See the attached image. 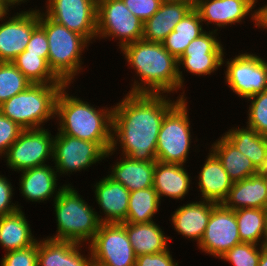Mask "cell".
<instances>
[{
	"label": "cell",
	"instance_id": "7c38bea8",
	"mask_svg": "<svg viewBox=\"0 0 267 266\" xmlns=\"http://www.w3.org/2000/svg\"><path fill=\"white\" fill-rule=\"evenodd\" d=\"M102 160H107L106 152L96 142L62 133H56L54 136L52 161L58 176L85 171Z\"/></svg>",
	"mask_w": 267,
	"mask_h": 266
},
{
	"label": "cell",
	"instance_id": "681fc988",
	"mask_svg": "<svg viewBox=\"0 0 267 266\" xmlns=\"http://www.w3.org/2000/svg\"><path fill=\"white\" fill-rule=\"evenodd\" d=\"M262 247H264L265 249H267V229H266V234H265V238H264Z\"/></svg>",
	"mask_w": 267,
	"mask_h": 266
},
{
	"label": "cell",
	"instance_id": "f1b7e54d",
	"mask_svg": "<svg viewBox=\"0 0 267 266\" xmlns=\"http://www.w3.org/2000/svg\"><path fill=\"white\" fill-rule=\"evenodd\" d=\"M210 150L221 161L224 170L233 182L246 179L255 173L251 160L240 152L224 135L210 146Z\"/></svg>",
	"mask_w": 267,
	"mask_h": 266
},
{
	"label": "cell",
	"instance_id": "7dc6e473",
	"mask_svg": "<svg viewBox=\"0 0 267 266\" xmlns=\"http://www.w3.org/2000/svg\"><path fill=\"white\" fill-rule=\"evenodd\" d=\"M258 266H267V249H265L264 247H262Z\"/></svg>",
	"mask_w": 267,
	"mask_h": 266
},
{
	"label": "cell",
	"instance_id": "f35d334b",
	"mask_svg": "<svg viewBox=\"0 0 267 266\" xmlns=\"http://www.w3.org/2000/svg\"><path fill=\"white\" fill-rule=\"evenodd\" d=\"M24 129L0 112V158L6 154L8 148L18 139Z\"/></svg>",
	"mask_w": 267,
	"mask_h": 266
},
{
	"label": "cell",
	"instance_id": "603a6c76",
	"mask_svg": "<svg viewBox=\"0 0 267 266\" xmlns=\"http://www.w3.org/2000/svg\"><path fill=\"white\" fill-rule=\"evenodd\" d=\"M186 165L171 164L156 161L153 177V188L158 193L159 199L164 198L183 200L191 190V175Z\"/></svg>",
	"mask_w": 267,
	"mask_h": 266
},
{
	"label": "cell",
	"instance_id": "7bdbcfd3",
	"mask_svg": "<svg viewBox=\"0 0 267 266\" xmlns=\"http://www.w3.org/2000/svg\"><path fill=\"white\" fill-rule=\"evenodd\" d=\"M25 51H29L34 54H41V57L48 62V39L45 30L40 25L33 30Z\"/></svg>",
	"mask_w": 267,
	"mask_h": 266
},
{
	"label": "cell",
	"instance_id": "4316f807",
	"mask_svg": "<svg viewBox=\"0 0 267 266\" xmlns=\"http://www.w3.org/2000/svg\"><path fill=\"white\" fill-rule=\"evenodd\" d=\"M136 256L154 254L169 249L170 236L165 235L160 225L155 221L133 224L122 222Z\"/></svg>",
	"mask_w": 267,
	"mask_h": 266
},
{
	"label": "cell",
	"instance_id": "816d5d0a",
	"mask_svg": "<svg viewBox=\"0 0 267 266\" xmlns=\"http://www.w3.org/2000/svg\"><path fill=\"white\" fill-rule=\"evenodd\" d=\"M6 11L0 6V17L5 13Z\"/></svg>",
	"mask_w": 267,
	"mask_h": 266
},
{
	"label": "cell",
	"instance_id": "f907efd6",
	"mask_svg": "<svg viewBox=\"0 0 267 266\" xmlns=\"http://www.w3.org/2000/svg\"><path fill=\"white\" fill-rule=\"evenodd\" d=\"M263 180H264V183L266 185V189H267V174L262 176Z\"/></svg>",
	"mask_w": 267,
	"mask_h": 266
},
{
	"label": "cell",
	"instance_id": "bcb514c9",
	"mask_svg": "<svg viewBox=\"0 0 267 266\" xmlns=\"http://www.w3.org/2000/svg\"><path fill=\"white\" fill-rule=\"evenodd\" d=\"M18 5L21 6L17 0H0V6L7 12L13 10L14 8L16 9V6Z\"/></svg>",
	"mask_w": 267,
	"mask_h": 266
},
{
	"label": "cell",
	"instance_id": "d590c367",
	"mask_svg": "<svg viewBox=\"0 0 267 266\" xmlns=\"http://www.w3.org/2000/svg\"><path fill=\"white\" fill-rule=\"evenodd\" d=\"M262 245L242 242L228 250L219 259L233 266H258Z\"/></svg>",
	"mask_w": 267,
	"mask_h": 266
},
{
	"label": "cell",
	"instance_id": "8fae6325",
	"mask_svg": "<svg viewBox=\"0 0 267 266\" xmlns=\"http://www.w3.org/2000/svg\"><path fill=\"white\" fill-rule=\"evenodd\" d=\"M53 140L48 128L23 130L2 158L11 171L18 173L45 165L53 160Z\"/></svg>",
	"mask_w": 267,
	"mask_h": 266
},
{
	"label": "cell",
	"instance_id": "c3c4849f",
	"mask_svg": "<svg viewBox=\"0 0 267 266\" xmlns=\"http://www.w3.org/2000/svg\"><path fill=\"white\" fill-rule=\"evenodd\" d=\"M195 0H161L162 3H194Z\"/></svg>",
	"mask_w": 267,
	"mask_h": 266
},
{
	"label": "cell",
	"instance_id": "d6986e66",
	"mask_svg": "<svg viewBox=\"0 0 267 266\" xmlns=\"http://www.w3.org/2000/svg\"><path fill=\"white\" fill-rule=\"evenodd\" d=\"M19 190L26 202H45L54 197V201L66 183L58 186V174L54 166L48 164L19 172ZM59 187V188H58Z\"/></svg>",
	"mask_w": 267,
	"mask_h": 266
},
{
	"label": "cell",
	"instance_id": "8992f818",
	"mask_svg": "<svg viewBox=\"0 0 267 266\" xmlns=\"http://www.w3.org/2000/svg\"><path fill=\"white\" fill-rule=\"evenodd\" d=\"M64 85L31 84L3 102L0 112L24 130L45 128L44 123L55 118L56 100Z\"/></svg>",
	"mask_w": 267,
	"mask_h": 266
},
{
	"label": "cell",
	"instance_id": "e575fe53",
	"mask_svg": "<svg viewBox=\"0 0 267 266\" xmlns=\"http://www.w3.org/2000/svg\"><path fill=\"white\" fill-rule=\"evenodd\" d=\"M31 84L13 62H0V105Z\"/></svg>",
	"mask_w": 267,
	"mask_h": 266
},
{
	"label": "cell",
	"instance_id": "277c9868",
	"mask_svg": "<svg viewBox=\"0 0 267 266\" xmlns=\"http://www.w3.org/2000/svg\"><path fill=\"white\" fill-rule=\"evenodd\" d=\"M78 192L74 186L65 185L53 201L57 230L48 238L88 245L95 237L101 221L96 209Z\"/></svg>",
	"mask_w": 267,
	"mask_h": 266
},
{
	"label": "cell",
	"instance_id": "d4e9b609",
	"mask_svg": "<svg viewBox=\"0 0 267 266\" xmlns=\"http://www.w3.org/2000/svg\"><path fill=\"white\" fill-rule=\"evenodd\" d=\"M193 7L194 3H162L159 10L143 23L142 39L162 43Z\"/></svg>",
	"mask_w": 267,
	"mask_h": 266
},
{
	"label": "cell",
	"instance_id": "4dcf8cb0",
	"mask_svg": "<svg viewBox=\"0 0 267 266\" xmlns=\"http://www.w3.org/2000/svg\"><path fill=\"white\" fill-rule=\"evenodd\" d=\"M240 152L249 158L256 167L267 152V136L259 134L255 129L232 127L223 134Z\"/></svg>",
	"mask_w": 267,
	"mask_h": 266
},
{
	"label": "cell",
	"instance_id": "836d02e7",
	"mask_svg": "<svg viewBox=\"0 0 267 266\" xmlns=\"http://www.w3.org/2000/svg\"><path fill=\"white\" fill-rule=\"evenodd\" d=\"M12 62L32 84H65L53 73L41 54L24 50Z\"/></svg>",
	"mask_w": 267,
	"mask_h": 266
},
{
	"label": "cell",
	"instance_id": "cb8c5ba5",
	"mask_svg": "<svg viewBox=\"0 0 267 266\" xmlns=\"http://www.w3.org/2000/svg\"><path fill=\"white\" fill-rule=\"evenodd\" d=\"M119 158L109 167V178L121 183L130 192L153 187L156 161L132 160L123 155H119Z\"/></svg>",
	"mask_w": 267,
	"mask_h": 266
},
{
	"label": "cell",
	"instance_id": "5b68a950",
	"mask_svg": "<svg viewBox=\"0 0 267 266\" xmlns=\"http://www.w3.org/2000/svg\"><path fill=\"white\" fill-rule=\"evenodd\" d=\"M39 25L45 30L49 51L48 66L65 84H73L74 78L83 72L82 55L90 42L77 32L56 23L39 9Z\"/></svg>",
	"mask_w": 267,
	"mask_h": 266
},
{
	"label": "cell",
	"instance_id": "484cf974",
	"mask_svg": "<svg viewBox=\"0 0 267 266\" xmlns=\"http://www.w3.org/2000/svg\"><path fill=\"white\" fill-rule=\"evenodd\" d=\"M222 205L234 211L242 208L267 209V189L263 178L252 175L233 182Z\"/></svg>",
	"mask_w": 267,
	"mask_h": 266
},
{
	"label": "cell",
	"instance_id": "f6af8a7d",
	"mask_svg": "<svg viewBox=\"0 0 267 266\" xmlns=\"http://www.w3.org/2000/svg\"><path fill=\"white\" fill-rule=\"evenodd\" d=\"M267 174V152L261 162L255 167V176H264Z\"/></svg>",
	"mask_w": 267,
	"mask_h": 266
},
{
	"label": "cell",
	"instance_id": "ab89813d",
	"mask_svg": "<svg viewBox=\"0 0 267 266\" xmlns=\"http://www.w3.org/2000/svg\"><path fill=\"white\" fill-rule=\"evenodd\" d=\"M1 174V173H0ZM14 186L11 184L10 180L4 176L0 175V216L12 214L22 207L19 202L13 203L14 198Z\"/></svg>",
	"mask_w": 267,
	"mask_h": 266
},
{
	"label": "cell",
	"instance_id": "f546056e",
	"mask_svg": "<svg viewBox=\"0 0 267 266\" xmlns=\"http://www.w3.org/2000/svg\"><path fill=\"white\" fill-rule=\"evenodd\" d=\"M204 27L198 12L192 8L165 38L163 46L178 60L189 43L206 31Z\"/></svg>",
	"mask_w": 267,
	"mask_h": 266
},
{
	"label": "cell",
	"instance_id": "9c48e42d",
	"mask_svg": "<svg viewBox=\"0 0 267 266\" xmlns=\"http://www.w3.org/2000/svg\"><path fill=\"white\" fill-rule=\"evenodd\" d=\"M102 38L117 40L121 50L143 38V22L133 15L123 0H97L96 39Z\"/></svg>",
	"mask_w": 267,
	"mask_h": 266
},
{
	"label": "cell",
	"instance_id": "7402d4cb",
	"mask_svg": "<svg viewBox=\"0 0 267 266\" xmlns=\"http://www.w3.org/2000/svg\"><path fill=\"white\" fill-rule=\"evenodd\" d=\"M207 159L198 173L196 184L200 189V199L211 201L216 204H222L226 199L233 181L223 168L221 161L209 149V153L205 156Z\"/></svg>",
	"mask_w": 267,
	"mask_h": 266
},
{
	"label": "cell",
	"instance_id": "1f68e13d",
	"mask_svg": "<svg viewBox=\"0 0 267 266\" xmlns=\"http://www.w3.org/2000/svg\"><path fill=\"white\" fill-rule=\"evenodd\" d=\"M161 202L153 187L130 192L127 217L124 222L133 224L153 222Z\"/></svg>",
	"mask_w": 267,
	"mask_h": 266
},
{
	"label": "cell",
	"instance_id": "3957f363",
	"mask_svg": "<svg viewBox=\"0 0 267 266\" xmlns=\"http://www.w3.org/2000/svg\"><path fill=\"white\" fill-rule=\"evenodd\" d=\"M70 86L65 84L56 100L57 133L96 142L107 153L112 145L114 107L92 106L84 98L70 95Z\"/></svg>",
	"mask_w": 267,
	"mask_h": 266
},
{
	"label": "cell",
	"instance_id": "2e32d148",
	"mask_svg": "<svg viewBox=\"0 0 267 266\" xmlns=\"http://www.w3.org/2000/svg\"><path fill=\"white\" fill-rule=\"evenodd\" d=\"M238 224L234 210L216 204L198 246L202 253L220 258L235 245L240 244Z\"/></svg>",
	"mask_w": 267,
	"mask_h": 266
},
{
	"label": "cell",
	"instance_id": "8d00e7d4",
	"mask_svg": "<svg viewBox=\"0 0 267 266\" xmlns=\"http://www.w3.org/2000/svg\"><path fill=\"white\" fill-rule=\"evenodd\" d=\"M249 107L246 111L248 127L255 129L259 134L267 136V90L246 99Z\"/></svg>",
	"mask_w": 267,
	"mask_h": 266
},
{
	"label": "cell",
	"instance_id": "b9f144b4",
	"mask_svg": "<svg viewBox=\"0 0 267 266\" xmlns=\"http://www.w3.org/2000/svg\"><path fill=\"white\" fill-rule=\"evenodd\" d=\"M135 266H179V262L172 258L169 248L162 252L137 256Z\"/></svg>",
	"mask_w": 267,
	"mask_h": 266
},
{
	"label": "cell",
	"instance_id": "30bf717a",
	"mask_svg": "<svg viewBox=\"0 0 267 266\" xmlns=\"http://www.w3.org/2000/svg\"><path fill=\"white\" fill-rule=\"evenodd\" d=\"M244 52L230 59L224 54L223 66H226L224 83L239 98L246 100L267 90V61L256 53Z\"/></svg>",
	"mask_w": 267,
	"mask_h": 266
},
{
	"label": "cell",
	"instance_id": "db71d44e",
	"mask_svg": "<svg viewBox=\"0 0 267 266\" xmlns=\"http://www.w3.org/2000/svg\"><path fill=\"white\" fill-rule=\"evenodd\" d=\"M91 266H105V265H101V264H97V263L92 262Z\"/></svg>",
	"mask_w": 267,
	"mask_h": 266
},
{
	"label": "cell",
	"instance_id": "60d3db41",
	"mask_svg": "<svg viewBox=\"0 0 267 266\" xmlns=\"http://www.w3.org/2000/svg\"><path fill=\"white\" fill-rule=\"evenodd\" d=\"M125 6L145 23L157 12L162 4L161 0H123Z\"/></svg>",
	"mask_w": 267,
	"mask_h": 266
},
{
	"label": "cell",
	"instance_id": "e0dca14e",
	"mask_svg": "<svg viewBox=\"0 0 267 266\" xmlns=\"http://www.w3.org/2000/svg\"><path fill=\"white\" fill-rule=\"evenodd\" d=\"M258 0H195L194 9L198 12L200 19L209 30V25H214L215 32L221 31L227 26L242 24L245 18L254 23V12ZM218 28H221L218 30Z\"/></svg>",
	"mask_w": 267,
	"mask_h": 266
},
{
	"label": "cell",
	"instance_id": "74e56055",
	"mask_svg": "<svg viewBox=\"0 0 267 266\" xmlns=\"http://www.w3.org/2000/svg\"><path fill=\"white\" fill-rule=\"evenodd\" d=\"M38 240L28 247L6 252L0 266H37Z\"/></svg>",
	"mask_w": 267,
	"mask_h": 266
},
{
	"label": "cell",
	"instance_id": "4fadbf2b",
	"mask_svg": "<svg viewBox=\"0 0 267 266\" xmlns=\"http://www.w3.org/2000/svg\"><path fill=\"white\" fill-rule=\"evenodd\" d=\"M88 246L94 263L105 266H135L137 256L122 223H101Z\"/></svg>",
	"mask_w": 267,
	"mask_h": 266
},
{
	"label": "cell",
	"instance_id": "d6a6232c",
	"mask_svg": "<svg viewBox=\"0 0 267 266\" xmlns=\"http://www.w3.org/2000/svg\"><path fill=\"white\" fill-rule=\"evenodd\" d=\"M234 212L241 242L262 245L267 229V209L242 208Z\"/></svg>",
	"mask_w": 267,
	"mask_h": 266
},
{
	"label": "cell",
	"instance_id": "ee69618b",
	"mask_svg": "<svg viewBox=\"0 0 267 266\" xmlns=\"http://www.w3.org/2000/svg\"><path fill=\"white\" fill-rule=\"evenodd\" d=\"M254 28L263 29L267 32V3L257 9H254Z\"/></svg>",
	"mask_w": 267,
	"mask_h": 266
},
{
	"label": "cell",
	"instance_id": "9a60e30c",
	"mask_svg": "<svg viewBox=\"0 0 267 266\" xmlns=\"http://www.w3.org/2000/svg\"><path fill=\"white\" fill-rule=\"evenodd\" d=\"M36 8L22 11L19 8L12 16L6 11L0 17V62H12L26 49L33 30L39 25V8Z\"/></svg>",
	"mask_w": 267,
	"mask_h": 266
},
{
	"label": "cell",
	"instance_id": "83f0119b",
	"mask_svg": "<svg viewBox=\"0 0 267 266\" xmlns=\"http://www.w3.org/2000/svg\"><path fill=\"white\" fill-rule=\"evenodd\" d=\"M23 210L0 216V246L5 253L33 245L38 239L34 237L29 220Z\"/></svg>",
	"mask_w": 267,
	"mask_h": 266
},
{
	"label": "cell",
	"instance_id": "52a82bcc",
	"mask_svg": "<svg viewBox=\"0 0 267 266\" xmlns=\"http://www.w3.org/2000/svg\"><path fill=\"white\" fill-rule=\"evenodd\" d=\"M187 98L180 99L164 116L158 134L156 160L163 163L186 165L191 150L192 130L190 126Z\"/></svg>",
	"mask_w": 267,
	"mask_h": 266
},
{
	"label": "cell",
	"instance_id": "6da1fadb",
	"mask_svg": "<svg viewBox=\"0 0 267 266\" xmlns=\"http://www.w3.org/2000/svg\"><path fill=\"white\" fill-rule=\"evenodd\" d=\"M180 99L170 94L126 93L113 105L112 145L106 158L121 149L119 154L132 160L157 161V140L164 116Z\"/></svg>",
	"mask_w": 267,
	"mask_h": 266
},
{
	"label": "cell",
	"instance_id": "f5cc1de1",
	"mask_svg": "<svg viewBox=\"0 0 267 266\" xmlns=\"http://www.w3.org/2000/svg\"><path fill=\"white\" fill-rule=\"evenodd\" d=\"M20 4H22V3H24L25 4V2H29V0H17Z\"/></svg>",
	"mask_w": 267,
	"mask_h": 266
},
{
	"label": "cell",
	"instance_id": "ffe728a7",
	"mask_svg": "<svg viewBox=\"0 0 267 266\" xmlns=\"http://www.w3.org/2000/svg\"><path fill=\"white\" fill-rule=\"evenodd\" d=\"M84 245L48 237L38 238L37 266H91V251L88 245ZM82 247L88 249L89 255L81 252Z\"/></svg>",
	"mask_w": 267,
	"mask_h": 266
},
{
	"label": "cell",
	"instance_id": "44dd1931",
	"mask_svg": "<svg viewBox=\"0 0 267 266\" xmlns=\"http://www.w3.org/2000/svg\"><path fill=\"white\" fill-rule=\"evenodd\" d=\"M216 203L211 201H192L180 205L171 213V225L178 235L200 243L205 232L211 212Z\"/></svg>",
	"mask_w": 267,
	"mask_h": 266
},
{
	"label": "cell",
	"instance_id": "7a4b0ae2",
	"mask_svg": "<svg viewBox=\"0 0 267 266\" xmlns=\"http://www.w3.org/2000/svg\"><path fill=\"white\" fill-rule=\"evenodd\" d=\"M120 52L128 68L135 72L128 93L174 95L178 90L180 92L177 59L163 43L141 39L124 46Z\"/></svg>",
	"mask_w": 267,
	"mask_h": 266
},
{
	"label": "cell",
	"instance_id": "5bb4252c",
	"mask_svg": "<svg viewBox=\"0 0 267 266\" xmlns=\"http://www.w3.org/2000/svg\"><path fill=\"white\" fill-rule=\"evenodd\" d=\"M48 18L93 43L97 35V0H46Z\"/></svg>",
	"mask_w": 267,
	"mask_h": 266
},
{
	"label": "cell",
	"instance_id": "ac0fdd59",
	"mask_svg": "<svg viewBox=\"0 0 267 266\" xmlns=\"http://www.w3.org/2000/svg\"><path fill=\"white\" fill-rule=\"evenodd\" d=\"M92 186L95 201L101 214L97 212V216L101 223L124 222L127 217L130 191L108 176H103Z\"/></svg>",
	"mask_w": 267,
	"mask_h": 266
},
{
	"label": "cell",
	"instance_id": "ba28073f",
	"mask_svg": "<svg viewBox=\"0 0 267 266\" xmlns=\"http://www.w3.org/2000/svg\"><path fill=\"white\" fill-rule=\"evenodd\" d=\"M218 33L214 30H207L202 33L198 38L193 39L189 45L186 47L183 55L177 60L178 63V76L180 81V92L179 98L185 99L184 90V73L186 70L196 76H207L218 71V68L223 66V56L225 53V47L222 45L220 37L217 38ZM183 67V68H182ZM184 73H183V70ZM182 70V71H181Z\"/></svg>",
	"mask_w": 267,
	"mask_h": 266
}]
</instances>
